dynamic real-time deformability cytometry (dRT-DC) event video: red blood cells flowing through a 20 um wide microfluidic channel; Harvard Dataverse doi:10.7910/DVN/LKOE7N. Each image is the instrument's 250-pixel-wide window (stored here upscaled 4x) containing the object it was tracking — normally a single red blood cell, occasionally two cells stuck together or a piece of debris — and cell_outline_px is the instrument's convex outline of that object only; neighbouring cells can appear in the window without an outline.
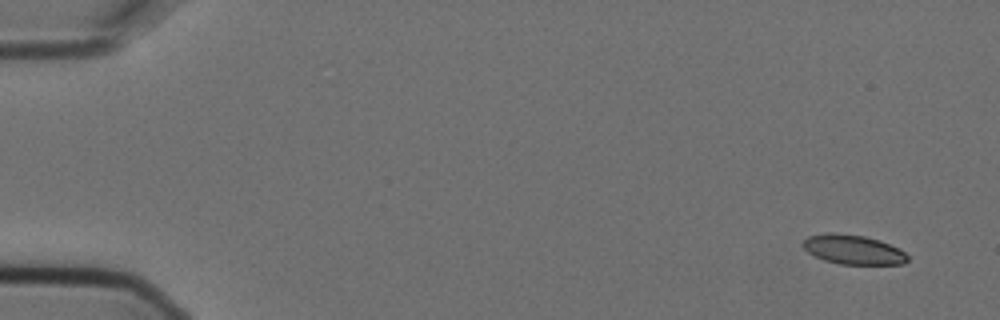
{"species": "Egyptian fruit bat (a non-hibernating species)", "species_latin": "Rousettus aegyptiacus", "temperature_condition": "cold", "stored_images_in_passage": 4, "camera_frame_rate_fps": 3000, "um_per_image_px": 0.085, "animal": {"sex": "female"}, "frame": {"image": 1, "passage_image": 1, "time_ms": 0.0, "image_size_px": [1000, 320], "cell_outline_px": [[908, 260], [904, 264], [840, 264], [824, 260], [808, 252], [800, 244], [808, 236], [828, 232], [832, 232], [864, 236], [880, 240], [900, 248], [908, 256]], "centroid_in_image_um": [72.52, 21.21], "position_along_channel_um": 12.5, "area_um2": 18.03}}